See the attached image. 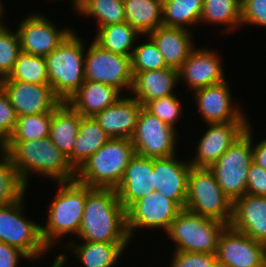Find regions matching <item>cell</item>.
<instances>
[{"label":"cell","mask_w":266,"mask_h":267,"mask_svg":"<svg viewBox=\"0 0 266 267\" xmlns=\"http://www.w3.org/2000/svg\"><path fill=\"white\" fill-rule=\"evenodd\" d=\"M78 241L131 242L126 228L125 209L112 188L87 186Z\"/></svg>","instance_id":"cell-1"},{"label":"cell","mask_w":266,"mask_h":267,"mask_svg":"<svg viewBox=\"0 0 266 267\" xmlns=\"http://www.w3.org/2000/svg\"><path fill=\"white\" fill-rule=\"evenodd\" d=\"M2 146L27 188L28 180L34 174L53 182L75 180L76 171L49 137L35 141H6Z\"/></svg>","instance_id":"cell-2"},{"label":"cell","mask_w":266,"mask_h":267,"mask_svg":"<svg viewBox=\"0 0 266 267\" xmlns=\"http://www.w3.org/2000/svg\"><path fill=\"white\" fill-rule=\"evenodd\" d=\"M53 185H57V189L50 204L46 205V223L41 224V236L50 251L56 249L57 245L61 246L63 237L71 236L75 240L87 197V185L76 180L56 182Z\"/></svg>","instance_id":"cell-3"},{"label":"cell","mask_w":266,"mask_h":267,"mask_svg":"<svg viewBox=\"0 0 266 267\" xmlns=\"http://www.w3.org/2000/svg\"><path fill=\"white\" fill-rule=\"evenodd\" d=\"M73 30L49 55L45 56L49 85L62 101L69 98L85 82V40Z\"/></svg>","instance_id":"cell-4"},{"label":"cell","mask_w":266,"mask_h":267,"mask_svg":"<svg viewBox=\"0 0 266 267\" xmlns=\"http://www.w3.org/2000/svg\"><path fill=\"white\" fill-rule=\"evenodd\" d=\"M134 155L130 139H109L76 171L75 180L91 188L116 189Z\"/></svg>","instance_id":"cell-5"},{"label":"cell","mask_w":266,"mask_h":267,"mask_svg":"<svg viewBox=\"0 0 266 267\" xmlns=\"http://www.w3.org/2000/svg\"><path fill=\"white\" fill-rule=\"evenodd\" d=\"M25 196L9 205L0 206V242L20 249L32 263H36L51 251L43 242L41 224L24 214Z\"/></svg>","instance_id":"cell-6"},{"label":"cell","mask_w":266,"mask_h":267,"mask_svg":"<svg viewBox=\"0 0 266 267\" xmlns=\"http://www.w3.org/2000/svg\"><path fill=\"white\" fill-rule=\"evenodd\" d=\"M232 206L233 203L224 194L210 168L191 166L184 208L186 211L229 226Z\"/></svg>","instance_id":"cell-7"},{"label":"cell","mask_w":266,"mask_h":267,"mask_svg":"<svg viewBox=\"0 0 266 267\" xmlns=\"http://www.w3.org/2000/svg\"><path fill=\"white\" fill-rule=\"evenodd\" d=\"M227 226L183 209L170 224L166 236L173 242L172 251L215 254L220 235Z\"/></svg>","instance_id":"cell-8"},{"label":"cell","mask_w":266,"mask_h":267,"mask_svg":"<svg viewBox=\"0 0 266 267\" xmlns=\"http://www.w3.org/2000/svg\"><path fill=\"white\" fill-rule=\"evenodd\" d=\"M251 122L226 153L209 168L224 194L233 203L246 194L249 166L253 162Z\"/></svg>","instance_id":"cell-9"},{"label":"cell","mask_w":266,"mask_h":267,"mask_svg":"<svg viewBox=\"0 0 266 267\" xmlns=\"http://www.w3.org/2000/svg\"><path fill=\"white\" fill-rule=\"evenodd\" d=\"M84 77L85 81L114 86L128 95L133 84L131 56L107 51L91 40L85 46Z\"/></svg>","instance_id":"cell-10"},{"label":"cell","mask_w":266,"mask_h":267,"mask_svg":"<svg viewBox=\"0 0 266 267\" xmlns=\"http://www.w3.org/2000/svg\"><path fill=\"white\" fill-rule=\"evenodd\" d=\"M179 130L162 122L144 108L138 117L130 138L136 155L148 158H165L177 154Z\"/></svg>","instance_id":"cell-11"},{"label":"cell","mask_w":266,"mask_h":267,"mask_svg":"<svg viewBox=\"0 0 266 267\" xmlns=\"http://www.w3.org/2000/svg\"><path fill=\"white\" fill-rule=\"evenodd\" d=\"M181 211L182 209L174 201L165 198L156 190L138 199L125 210L126 228L130 240L133 241L137 230L145 232L150 229L155 231L161 229L166 233Z\"/></svg>","instance_id":"cell-12"},{"label":"cell","mask_w":266,"mask_h":267,"mask_svg":"<svg viewBox=\"0 0 266 267\" xmlns=\"http://www.w3.org/2000/svg\"><path fill=\"white\" fill-rule=\"evenodd\" d=\"M16 25L21 51L39 57H45L54 51L73 31L70 27L59 28L46 15L33 11Z\"/></svg>","instance_id":"cell-13"},{"label":"cell","mask_w":266,"mask_h":267,"mask_svg":"<svg viewBox=\"0 0 266 267\" xmlns=\"http://www.w3.org/2000/svg\"><path fill=\"white\" fill-rule=\"evenodd\" d=\"M215 255L219 267H266V245L230 225L220 235Z\"/></svg>","instance_id":"cell-14"},{"label":"cell","mask_w":266,"mask_h":267,"mask_svg":"<svg viewBox=\"0 0 266 267\" xmlns=\"http://www.w3.org/2000/svg\"><path fill=\"white\" fill-rule=\"evenodd\" d=\"M227 79L221 83L210 85L194 91L192 99L195 101L197 112L204 124L224 123L236 120H248L244 108L234 103ZM194 97V98H193ZM241 108V109H240Z\"/></svg>","instance_id":"cell-15"},{"label":"cell","mask_w":266,"mask_h":267,"mask_svg":"<svg viewBox=\"0 0 266 267\" xmlns=\"http://www.w3.org/2000/svg\"><path fill=\"white\" fill-rule=\"evenodd\" d=\"M249 123V120H236L207 124L208 128L196 143L194 158L188 160L191 166L209 168L245 132Z\"/></svg>","instance_id":"cell-16"},{"label":"cell","mask_w":266,"mask_h":267,"mask_svg":"<svg viewBox=\"0 0 266 267\" xmlns=\"http://www.w3.org/2000/svg\"><path fill=\"white\" fill-rule=\"evenodd\" d=\"M218 50L206 47H195L186 61L178 69L179 83L192 94L198 89L215 85L226 80L223 59Z\"/></svg>","instance_id":"cell-17"},{"label":"cell","mask_w":266,"mask_h":267,"mask_svg":"<svg viewBox=\"0 0 266 267\" xmlns=\"http://www.w3.org/2000/svg\"><path fill=\"white\" fill-rule=\"evenodd\" d=\"M0 88L8 96L18 117L52 113L62 103L49 84L0 80Z\"/></svg>","instance_id":"cell-18"},{"label":"cell","mask_w":266,"mask_h":267,"mask_svg":"<svg viewBox=\"0 0 266 267\" xmlns=\"http://www.w3.org/2000/svg\"><path fill=\"white\" fill-rule=\"evenodd\" d=\"M176 156L153 158V187L183 210L186 205L191 164L187 158L185 161Z\"/></svg>","instance_id":"cell-19"},{"label":"cell","mask_w":266,"mask_h":267,"mask_svg":"<svg viewBox=\"0 0 266 267\" xmlns=\"http://www.w3.org/2000/svg\"><path fill=\"white\" fill-rule=\"evenodd\" d=\"M142 108L143 105L134 97L123 95L114 104L96 113L93 118L110 139H130Z\"/></svg>","instance_id":"cell-20"},{"label":"cell","mask_w":266,"mask_h":267,"mask_svg":"<svg viewBox=\"0 0 266 267\" xmlns=\"http://www.w3.org/2000/svg\"><path fill=\"white\" fill-rule=\"evenodd\" d=\"M230 226L266 245V197L246 193L237 198Z\"/></svg>","instance_id":"cell-21"},{"label":"cell","mask_w":266,"mask_h":267,"mask_svg":"<svg viewBox=\"0 0 266 267\" xmlns=\"http://www.w3.org/2000/svg\"><path fill=\"white\" fill-rule=\"evenodd\" d=\"M115 190L125 210L138 199L155 191V187H153V158L135 154L130 159L123 178Z\"/></svg>","instance_id":"cell-22"},{"label":"cell","mask_w":266,"mask_h":267,"mask_svg":"<svg viewBox=\"0 0 266 267\" xmlns=\"http://www.w3.org/2000/svg\"><path fill=\"white\" fill-rule=\"evenodd\" d=\"M193 31L161 25L148 36L154 41L168 68L179 69L195 44Z\"/></svg>","instance_id":"cell-23"},{"label":"cell","mask_w":266,"mask_h":267,"mask_svg":"<svg viewBox=\"0 0 266 267\" xmlns=\"http://www.w3.org/2000/svg\"><path fill=\"white\" fill-rule=\"evenodd\" d=\"M132 73L133 84L129 95L142 105L154 99L177 94L174 92L179 86L177 69L165 68Z\"/></svg>","instance_id":"cell-24"},{"label":"cell","mask_w":266,"mask_h":267,"mask_svg":"<svg viewBox=\"0 0 266 267\" xmlns=\"http://www.w3.org/2000/svg\"><path fill=\"white\" fill-rule=\"evenodd\" d=\"M78 242V243H77ZM132 242H90L72 240L66 242V249L74 254L81 267H115ZM115 265V266H114Z\"/></svg>","instance_id":"cell-25"},{"label":"cell","mask_w":266,"mask_h":267,"mask_svg":"<svg viewBox=\"0 0 266 267\" xmlns=\"http://www.w3.org/2000/svg\"><path fill=\"white\" fill-rule=\"evenodd\" d=\"M123 95L114 86L85 81L67 103L83 117H93L114 104Z\"/></svg>","instance_id":"cell-26"},{"label":"cell","mask_w":266,"mask_h":267,"mask_svg":"<svg viewBox=\"0 0 266 267\" xmlns=\"http://www.w3.org/2000/svg\"><path fill=\"white\" fill-rule=\"evenodd\" d=\"M82 117L67 102L52 112L49 138L66 157L73 151Z\"/></svg>","instance_id":"cell-27"},{"label":"cell","mask_w":266,"mask_h":267,"mask_svg":"<svg viewBox=\"0 0 266 267\" xmlns=\"http://www.w3.org/2000/svg\"><path fill=\"white\" fill-rule=\"evenodd\" d=\"M109 139L93 117H82L73 151L67 157L73 169L77 171Z\"/></svg>","instance_id":"cell-28"},{"label":"cell","mask_w":266,"mask_h":267,"mask_svg":"<svg viewBox=\"0 0 266 267\" xmlns=\"http://www.w3.org/2000/svg\"><path fill=\"white\" fill-rule=\"evenodd\" d=\"M126 22L139 34L148 35L163 25V0H123Z\"/></svg>","instance_id":"cell-29"},{"label":"cell","mask_w":266,"mask_h":267,"mask_svg":"<svg viewBox=\"0 0 266 267\" xmlns=\"http://www.w3.org/2000/svg\"><path fill=\"white\" fill-rule=\"evenodd\" d=\"M224 25L221 34L228 35L241 27V0H204L199 25Z\"/></svg>","instance_id":"cell-30"},{"label":"cell","mask_w":266,"mask_h":267,"mask_svg":"<svg viewBox=\"0 0 266 267\" xmlns=\"http://www.w3.org/2000/svg\"><path fill=\"white\" fill-rule=\"evenodd\" d=\"M94 34L93 41L101 48L124 56H132L136 42L141 36L127 22L99 27L95 29Z\"/></svg>","instance_id":"cell-31"},{"label":"cell","mask_w":266,"mask_h":267,"mask_svg":"<svg viewBox=\"0 0 266 267\" xmlns=\"http://www.w3.org/2000/svg\"><path fill=\"white\" fill-rule=\"evenodd\" d=\"M204 0H163V25L194 31L199 25Z\"/></svg>","instance_id":"cell-32"},{"label":"cell","mask_w":266,"mask_h":267,"mask_svg":"<svg viewBox=\"0 0 266 267\" xmlns=\"http://www.w3.org/2000/svg\"><path fill=\"white\" fill-rule=\"evenodd\" d=\"M76 15L92 17L96 29L110 24L126 22L123 0H83Z\"/></svg>","instance_id":"cell-33"},{"label":"cell","mask_w":266,"mask_h":267,"mask_svg":"<svg viewBox=\"0 0 266 267\" xmlns=\"http://www.w3.org/2000/svg\"><path fill=\"white\" fill-rule=\"evenodd\" d=\"M27 191L8 152L0 146V206L18 201Z\"/></svg>","instance_id":"cell-34"},{"label":"cell","mask_w":266,"mask_h":267,"mask_svg":"<svg viewBox=\"0 0 266 267\" xmlns=\"http://www.w3.org/2000/svg\"><path fill=\"white\" fill-rule=\"evenodd\" d=\"M1 80L49 84L45 57H39L21 51L9 76Z\"/></svg>","instance_id":"cell-35"},{"label":"cell","mask_w":266,"mask_h":267,"mask_svg":"<svg viewBox=\"0 0 266 267\" xmlns=\"http://www.w3.org/2000/svg\"><path fill=\"white\" fill-rule=\"evenodd\" d=\"M52 113L18 117L15 129L7 141H35L50 136Z\"/></svg>","instance_id":"cell-36"},{"label":"cell","mask_w":266,"mask_h":267,"mask_svg":"<svg viewBox=\"0 0 266 267\" xmlns=\"http://www.w3.org/2000/svg\"><path fill=\"white\" fill-rule=\"evenodd\" d=\"M142 39L144 40L142 41ZM139 41H141V43ZM137 42L131 56L132 72H144L148 70L168 68L163 55L148 35H141Z\"/></svg>","instance_id":"cell-37"},{"label":"cell","mask_w":266,"mask_h":267,"mask_svg":"<svg viewBox=\"0 0 266 267\" xmlns=\"http://www.w3.org/2000/svg\"><path fill=\"white\" fill-rule=\"evenodd\" d=\"M7 26L0 27V80L9 76L21 52L17 30Z\"/></svg>","instance_id":"cell-38"},{"label":"cell","mask_w":266,"mask_h":267,"mask_svg":"<svg viewBox=\"0 0 266 267\" xmlns=\"http://www.w3.org/2000/svg\"><path fill=\"white\" fill-rule=\"evenodd\" d=\"M173 94L146 102L143 108L150 114L158 117L162 122L177 129L179 119H182V99Z\"/></svg>","instance_id":"cell-39"},{"label":"cell","mask_w":266,"mask_h":267,"mask_svg":"<svg viewBox=\"0 0 266 267\" xmlns=\"http://www.w3.org/2000/svg\"><path fill=\"white\" fill-rule=\"evenodd\" d=\"M169 267H219L215 254L172 251Z\"/></svg>","instance_id":"cell-40"},{"label":"cell","mask_w":266,"mask_h":267,"mask_svg":"<svg viewBox=\"0 0 266 267\" xmlns=\"http://www.w3.org/2000/svg\"><path fill=\"white\" fill-rule=\"evenodd\" d=\"M266 28V0H241V28Z\"/></svg>","instance_id":"cell-41"},{"label":"cell","mask_w":266,"mask_h":267,"mask_svg":"<svg viewBox=\"0 0 266 267\" xmlns=\"http://www.w3.org/2000/svg\"><path fill=\"white\" fill-rule=\"evenodd\" d=\"M17 119L18 115L8 96L0 88V146L12 135Z\"/></svg>","instance_id":"cell-42"},{"label":"cell","mask_w":266,"mask_h":267,"mask_svg":"<svg viewBox=\"0 0 266 267\" xmlns=\"http://www.w3.org/2000/svg\"><path fill=\"white\" fill-rule=\"evenodd\" d=\"M246 193L266 197V170L254 162L249 166Z\"/></svg>","instance_id":"cell-43"},{"label":"cell","mask_w":266,"mask_h":267,"mask_svg":"<svg viewBox=\"0 0 266 267\" xmlns=\"http://www.w3.org/2000/svg\"><path fill=\"white\" fill-rule=\"evenodd\" d=\"M29 262V257L20 249L0 242V267H19L22 259Z\"/></svg>","instance_id":"cell-44"},{"label":"cell","mask_w":266,"mask_h":267,"mask_svg":"<svg viewBox=\"0 0 266 267\" xmlns=\"http://www.w3.org/2000/svg\"><path fill=\"white\" fill-rule=\"evenodd\" d=\"M252 132V148H253V162L258 164L262 169L266 170V138L254 144Z\"/></svg>","instance_id":"cell-45"},{"label":"cell","mask_w":266,"mask_h":267,"mask_svg":"<svg viewBox=\"0 0 266 267\" xmlns=\"http://www.w3.org/2000/svg\"><path fill=\"white\" fill-rule=\"evenodd\" d=\"M69 257L68 255L65 253V251H60V253H57L53 264L50 267H68V263H70L69 261ZM69 261V262H68Z\"/></svg>","instance_id":"cell-46"},{"label":"cell","mask_w":266,"mask_h":267,"mask_svg":"<svg viewBox=\"0 0 266 267\" xmlns=\"http://www.w3.org/2000/svg\"><path fill=\"white\" fill-rule=\"evenodd\" d=\"M71 1L70 3H72L71 5H73L72 9L74 11V13L81 7L82 5V0H69Z\"/></svg>","instance_id":"cell-47"},{"label":"cell","mask_w":266,"mask_h":267,"mask_svg":"<svg viewBox=\"0 0 266 267\" xmlns=\"http://www.w3.org/2000/svg\"><path fill=\"white\" fill-rule=\"evenodd\" d=\"M4 3V1L3 2H1L0 1V27L5 23V21L3 22V16H5L4 14H5V12H4V8H5V4H3Z\"/></svg>","instance_id":"cell-48"}]
</instances>
